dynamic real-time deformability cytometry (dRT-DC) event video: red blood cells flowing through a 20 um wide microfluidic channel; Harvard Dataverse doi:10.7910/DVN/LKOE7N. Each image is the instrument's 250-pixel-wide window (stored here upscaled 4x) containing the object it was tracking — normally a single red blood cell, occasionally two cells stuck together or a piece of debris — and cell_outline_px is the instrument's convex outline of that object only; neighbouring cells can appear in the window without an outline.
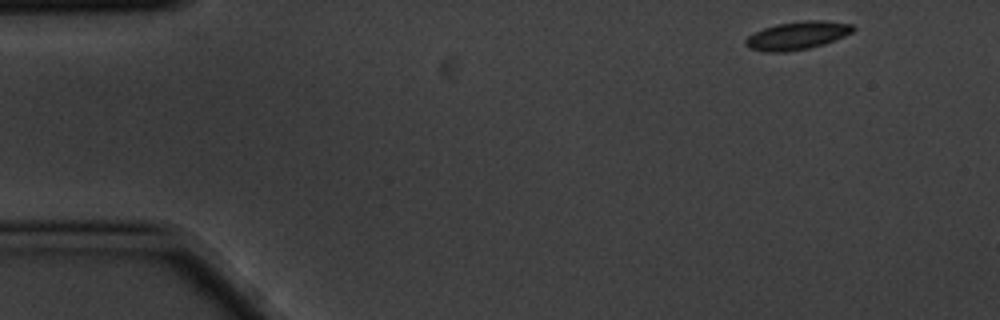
{"species": "common noctule bat (a hibernating species)", "species_latin": "Nyctalus noctula", "temperature_condition": "cold", "stored_images_in_passage": 14, "camera_frame_rate_fps": 3000, "um_per_image_px": 0.085, "animal": {"sex": "male", "body_mass_g": 20.1, "forearm_length_mm": 53.5}, "frame": {"image": 1, "passage_image": 1, "time_ms": 0.0, "image_size_px": [1000, 320], "cell_outline_px": [[856, 28], [852, 32], [844, 36], [824, 44], [808, 48], [784, 52], [764, 52], [748, 48], [744, 44], [744, 40], [748, 36], [764, 28], [776, 24], [804, 20], [824, 20], [852, 24]], "centroid_in_image_um": [67.75, 3.02], "position_along_channel_um": 17.2, "area_um2": 17.63}}